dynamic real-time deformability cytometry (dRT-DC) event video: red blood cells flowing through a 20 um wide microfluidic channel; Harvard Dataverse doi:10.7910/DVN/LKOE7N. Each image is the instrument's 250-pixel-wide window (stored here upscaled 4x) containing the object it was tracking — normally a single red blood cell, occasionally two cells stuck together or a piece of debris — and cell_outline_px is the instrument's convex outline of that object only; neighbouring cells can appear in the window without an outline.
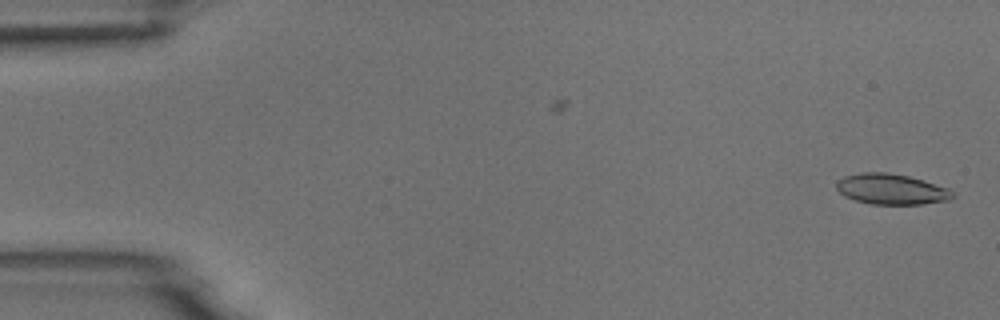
{"species": "common noctule bat (a hibernating species)", "species_latin": "Nyctalus noctula", "temperature_condition": "room temperature", "stored_images_in_passage": 54, "camera_frame_rate_fps": 3000, "um_per_image_px": 0.085, "animal": {"sex": "male", "body_mass_g": 18.8}, "frame": {"image": 1, "passage_image": 1, "time_ms": 0.0, "image_size_px": [1000, 320], "cell_outline_px": [[956, 196], [948, 200], [924, 204], [872, 204], [856, 200], [844, 196], [836, 188], [836, 180], [844, 176], [860, 172], [888, 172], [908, 176], [924, 180], [948, 188]], "centroid_in_image_um": [75.75, 16.07], "position_along_channel_um": 9.2, "area_um2": 20.81}}
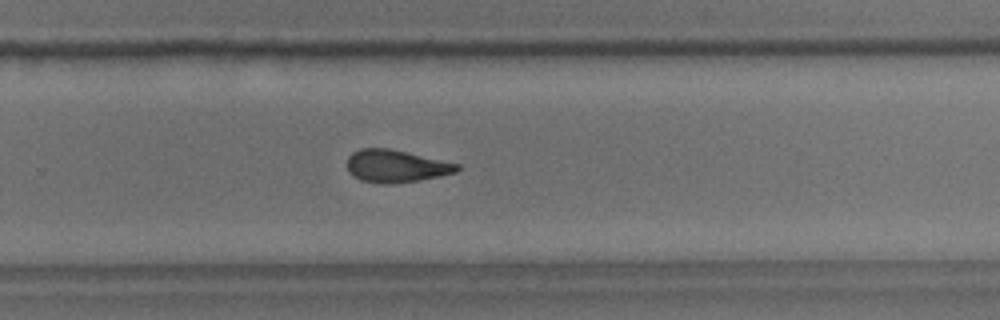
{"frame": {"image": 2, "passage_image": 35, "time_ms": 11.333, "image_size_px": [1000, 320], "cell_outline_px": [[460, 168], [456, 172], [440, 176], [420, 180], [392, 184], [380, 184], [360, 180], [352, 176], [348, 172], [348, 156], [352, 152], [360, 148], [388, 148], [460, 164]], "centroid_in_image_um": [33.63, 14.13], "position_along_channel_um": 296.2, "area_um2": 20.92}}
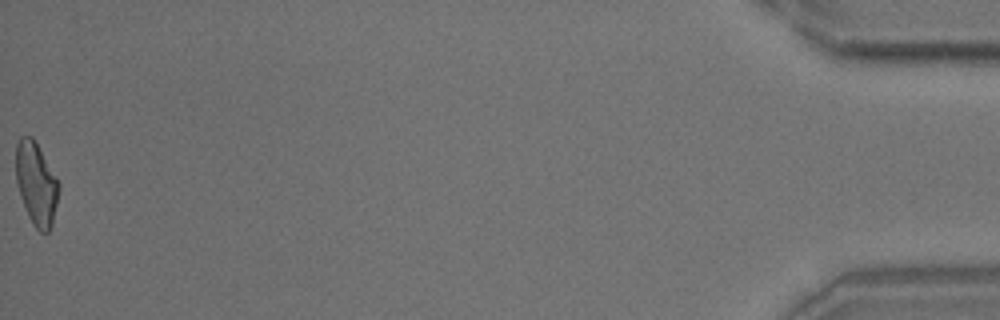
{"frame": {"image": 3, "passage_image": 54, "time_ms": 17.667, "image_size_px": [1000, 320], "cell_outline_px": [[60, 188], [52, 224], [48, 232], [40, 232], [32, 224], [28, 216], [20, 196], [16, 180], [16, 144], [20, 136], [32, 136], [56, 176], [60, 184]], "centroid_in_image_um": [3.08, 15.62], "position_along_channel_um": 432.1, "area_um2": 20.69}, "authors_computed_cell_mechanics": {"area_um2": 21.1548, "velocity_mm_per_s": 3.7102, "shape_relaxation_time_tau1_ms": 5.8484, "shape_relaxation_time_tau2_ms": 2.7347, "deformation_change_tau1": 0.1651, "deformation_change_tau2": 0.1015}}